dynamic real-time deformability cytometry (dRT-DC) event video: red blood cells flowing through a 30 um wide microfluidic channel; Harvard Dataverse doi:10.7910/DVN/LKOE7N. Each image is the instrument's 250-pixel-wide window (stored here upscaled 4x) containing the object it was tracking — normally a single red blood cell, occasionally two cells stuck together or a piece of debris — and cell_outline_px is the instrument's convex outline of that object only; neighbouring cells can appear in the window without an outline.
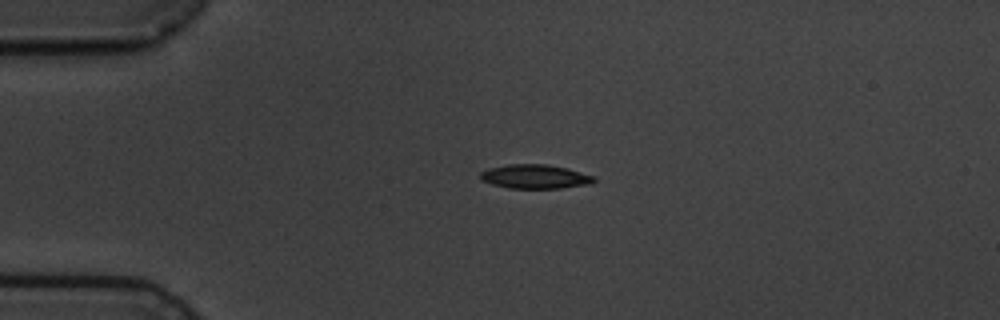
{"species": "common noctule bat (a hibernating species)", "species_latin": "Nyctalus noctula", "temperature_condition": "cold", "stored_images_in_passage": 4, "camera_frame_rate_fps": 3000, "um_per_image_px": 0.085, "animal": {"sex": "male", "body_mass_g": 19.5, "forearm_length_mm": 54.6}, "frame": {"image": 1, "passage_image": 3, "time_ms": 3.333, "image_size_px": [1000, 320], "cell_outline_px": [[596, 180], [592, 184], [560, 188], [508, 188], [492, 184], [480, 180], [480, 172], [488, 168], [508, 164], [548, 164], [596, 176]], "centroid_in_image_um": [45.47, 15.01], "position_along_channel_um": 39.5, "area_um2": 16.01}}